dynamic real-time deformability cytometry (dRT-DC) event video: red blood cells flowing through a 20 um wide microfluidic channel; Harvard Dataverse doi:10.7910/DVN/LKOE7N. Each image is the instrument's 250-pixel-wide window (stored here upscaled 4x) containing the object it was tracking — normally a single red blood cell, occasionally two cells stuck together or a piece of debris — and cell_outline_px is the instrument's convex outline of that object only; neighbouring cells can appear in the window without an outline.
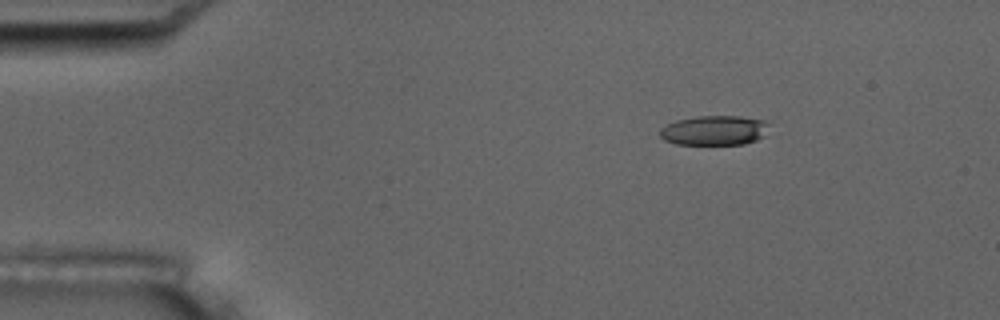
{"species": "common noctule bat (a hibernating species)", "species_latin": "Nyctalus noctula", "temperature_condition": "room temperature", "stored_images_in_passage": 5, "camera_frame_rate_fps": 3000, "um_per_image_px": 0.085, "animal": {"sex": "male", "body_mass_g": 17.5, "forearm_length_mm": 52.3}, "frame": {"image": 1, "passage_image": 3, "time_ms": 2.0, "image_size_px": [1000, 320], "cell_outline_px": [[768, 124], [764, 136], [756, 140], [744, 144], [676, 144], [664, 140], [660, 136], [660, 128], [676, 120], [696, 116], [740, 116], [768, 120]], "centroid_in_image_um": [60.73, 11.07], "position_along_channel_um": 24.3, "area_um2": 18.96}}